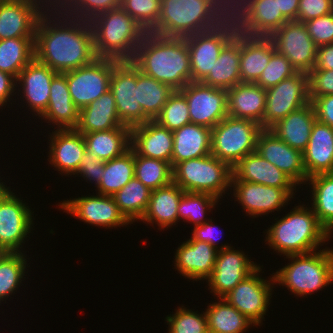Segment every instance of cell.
I'll return each mask as SVG.
<instances>
[{
  "label": "cell",
  "mask_w": 333,
  "mask_h": 333,
  "mask_svg": "<svg viewBox=\"0 0 333 333\" xmlns=\"http://www.w3.org/2000/svg\"><path fill=\"white\" fill-rule=\"evenodd\" d=\"M276 51L269 36H262L248 50L240 53L241 83H256Z\"/></svg>",
  "instance_id": "41"
},
{
  "label": "cell",
  "mask_w": 333,
  "mask_h": 333,
  "mask_svg": "<svg viewBox=\"0 0 333 333\" xmlns=\"http://www.w3.org/2000/svg\"><path fill=\"white\" fill-rule=\"evenodd\" d=\"M262 129L254 121L226 116L211 129V154L233 167L256 151Z\"/></svg>",
  "instance_id": "7"
},
{
  "label": "cell",
  "mask_w": 333,
  "mask_h": 333,
  "mask_svg": "<svg viewBox=\"0 0 333 333\" xmlns=\"http://www.w3.org/2000/svg\"><path fill=\"white\" fill-rule=\"evenodd\" d=\"M331 12H333V0H300L297 21L304 23Z\"/></svg>",
  "instance_id": "56"
},
{
  "label": "cell",
  "mask_w": 333,
  "mask_h": 333,
  "mask_svg": "<svg viewBox=\"0 0 333 333\" xmlns=\"http://www.w3.org/2000/svg\"><path fill=\"white\" fill-rule=\"evenodd\" d=\"M105 162L98 157H94L89 152H85L79 164V169L75 175H79L86 179L87 182L95 181V187H98L104 174Z\"/></svg>",
  "instance_id": "57"
},
{
  "label": "cell",
  "mask_w": 333,
  "mask_h": 333,
  "mask_svg": "<svg viewBox=\"0 0 333 333\" xmlns=\"http://www.w3.org/2000/svg\"><path fill=\"white\" fill-rule=\"evenodd\" d=\"M254 28L262 36H270L289 20L278 10L277 0L253 2Z\"/></svg>",
  "instance_id": "48"
},
{
  "label": "cell",
  "mask_w": 333,
  "mask_h": 333,
  "mask_svg": "<svg viewBox=\"0 0 333 333\" xmlns=\"http://www.w3.org/2000/svg\"><path fill=\"white\" fill-rule=\"evenodd\" d=\"M260 271H262L261 266H258L223 297L255 326H260L262 320L265 319L264 316L270 305L269 302H271L274 287L272 285L275 284L273 274L271 280H265L259 276Z\"/></svg>",
  "instance_id": "14"
},
{
  "label": "cell",
  "mask_w": 333,
  "mask_h": 333,
  "mask_svg": "<svg viewBox=\"0 0 333 333\" xmlns=\"http://www.w3.org/2000/svg\"><path fill=\"white\" fill-rule=\"evenodd\" d=\"M296 73L297 71L292 67L291 62L284 55L275 51L256 84L263 89H268Z\"/></svg>",
  "instance_id": "52"
},
{
  "label": "cell",
  "mask_w": 333,
  "mask_h": 333,
  "mask_svg": "<svg viewBox=\"0 0 333 333\" xmlns=\"http://www.w3.org/2000/svg\"><path fill=\"white\" fill-rule=\"evenodd\" d=\"M256 151L290 177L298 186L306 183L303 152L290 147L270 129H262L259 133Z\"/></svg>",
  "instance_id": "19"
},
{
  "label": "cell",
  "mask_w": 333,
  "mask_h": 333,
  "mask_svg": "<svg viewBox=\"0 0 333 333\" xmlns=\"http://www.w3.org/2000/svg\"><path fill=\"white\" fill-rule=\"evenodd\" d=\"M71 0H44L45 11L62 10Z\"/></svg>",
  "instance_id": "64"
},
{
  "label": "cell",
  "mask_w": 333,
  "mask_h": 333,
  "mask_svg": "<svg viewBox=\"0 0 333 333\" xmlns=\"http://www.w3.org/2000/svg\"><path fill=\"white\" fill-rule=\"evenodd\" d=\"M44 12L33 3L0 1V40L35 37L38 20Z\"/></svg>",
  "instance_id": "23"
},
{
  "label": "cell",
  "mask_w": 333,
  "mask_h": 333,
  "mask_svg": "<svg viewBox=\"0 0 333 333\" xmlns=\"http://www.w3.org/2000/svg\"><path fill=\"white\" fill-rule=\"evenodd\" d=\"M15 87L17 88L16 78L9 73L0 71V108L11 101V96L16 94Z\"/></svg>",
  "instance_id": "61"
},
{
  "label": "cell",
  "mask_w": 333,
  "mask_h": 333,
  "mask_svg": "<svg viewBox=\"0 0 333 333\" xmlns=\"http://www.w3.org/2000/svg\"><path fill=\"white\" fill-rule=\"evenodd\" d=\"M135 178L151 191L173 182V167L170 162L139 156L134 151Z\"/></svg>",
  "instance_id": "43"
},
{
  "label": "cell",
  "mask_w": 333,
  "mask_h": 333,
  "mask_svg": "<svg viewBox=\"0 0 333 333\" xmlns=\"http://www.w3.org/2000/svg\"><path fill=\"white\" fill-rule=\"evenodd\" d=\"M304 206H295L266 230V244L280 255L313 252L330 239L331 235L319 223L312 208Z\"/></svg>",
  "instance_id": "3"
},
{
  "label": "cell",
  "mask_w": 333,
  "mask_h": 333,
  "mask_svg": "<svg viewBox=\"0 0 333 333\" xmlns=\"http://www.w3.org/2000/svg\"><path fill=\"white\" fill-rule=\"evenodd\" d=\"M58 73L35 58L28 63L16 79L17 87H21L28 109L40 116L47 108L50 94V84ZM19 84V85H18ZM37 114H36V113Z\"/></svg>",
  "instance_id": "20"
},
{
  "label": "cell",
  "mask_w": 333,
  "mask_h": 333,
  "mask_svg": "<svg viewBox=\"0 0 333 333\" xmlns=\"http://www.w3.org/2000/svg\"><path fill=\"white\" fill-rule=\"evenodd\" d=\"M255 0H209L206 18H229L239 28H254Z\"/></svg>",
  "instance_id": "44"
},
{
  "label": "cell",
  "mask_w": 333,
  "mask_h": 333,
  "mask_svg": "<svg viewBox=\"0 0 333 333\" xmlns=\"http://www.w3.org/2000/svg\"><path fill=\"white\" fill-rule=\"evenodd\" d=\"M308 182V183H307ZM312 192V210L319 223L333 233V173L318 174L307 179Z\"/></svg>",
  "instance_id": "37"
},
{
  "label": "cell",
  "mask_w": 333,
  "mask_h": 333,
  "mask_svg": "<svg viewBox=\"0 0 333 333\" xmlns=\"http://www.w3.org/2000/svg\"><path fill=\"white\" fill-rule=\"evenodd\" d=\"M131 148L139 155L172 165L173 131L149 120L131 128Z\"/></svg>",
  "instance_id": "24"
},
{
  "label": "cell",
  "mask_w": 333,
  "mask_h": 333,
  "mask_svg": "<svg viewBox=\"0 0 333 333\" xmlns=\"http://www.w3.org/2000/svg\"><path fill=\"white\" fill-rule=\"evenodd\" d=\"M24 253L0 252V303L14 294L22 283L27 265ZM17 289V290H16Z\"/></svg>",
  "instance_id": "45"
},
{
  "label": "cell",
  "mask_w": 333,
  "mask_h": 333,
  "mask_svg": "<svg viewBox=\"0 0 333 333\" xmlns=\"http://www.w3.org/2000/svg\"><path fill=\"white\" fill-rule=\"evenodd\" d=\"M240 52L223 48L203 84L228 90L241 83Z\"/></svg>",
  "instance_id": "42"
},
{
  "label": "cell",
  "mask_w": 333,
  "mask_h": 333,
  "mask_svg": "<svg viewBox=\"0 0 333 333\" xmlns=\"http://www.w3.org/2000/svg\"><path fill=\"white\" fill-rule=\"evenodd\" d=\"M233 176L238 181L253 182L275 188H295L298 186L290 177L265 160L257 151L247 154L232 167Z\"/></svg>",
  "instance_id": "26"
},
{
  "label": "cell",
  "mask_w": 333,
  "mask_h": 333,
  "mask_svg": "<svg viewBox=\"0 0 333 333\" xmlns=\"http://www.w3.org/2000/svg\"><path fill=\"white\" fill-rule=\"evenodd\" d=\"M261 37L255 28L242 29L230 21L220 42L223 48L241 53L248 50Z\"/></svg>",
  "instance_id": "53"
},
{
  "label": "cell",
  "mask_w": 333,
  "mask_h": 333,
  "mask_svg": "<svg viewBox=\"0 0 333 333\" xmlns=\"http://www.w3.org/2000/svg\"><path fill=\"white\" fill-rule=\"evenodd\" d=\"M184 191L174 182L152 190L146 213L141 218L150 224H158L159 229L171 227L178 222V206Z\"/></svg>",
  "instance_id": "31"
},
{
  "label": "cell",
  "mask_w": 333,
  "mask_h": 333,
  "mask_svg": "<svg viewBox=\"0 0 333 333\" xmlns=\"http://www.w3.org/2000/svg\"><path fill=\"white\" fill-rule=\"evenodd\" d=\"M307 179L318 174L333 173V128L315 121L309 143L303 151Z\"/></svg>",
  "instance_id": "25"
},
{
  "label": "cell",
  "mask_w": 333,
  "mask_h": 333,
  "mask_svg": "<svg viewBox=\"0 0 333 333\" xmlns=\"http://www.w3.org/2000/svg\"><path fill=\"white\" fill-rule=\"evenodd\" d=\"M131 62L146 76L181 90L191 82L190 59L185 38L163 37L147 32Z\"/></svg>",
  "instance_id": "2"
},
{
  "label": "cell",
  "mask_w": 333,
  "mask_h": 333,
  "mask_svg": "<svg viewBox=\"0 0 333 333\" xmlns=\"http://www.w3.org/2000/svg\"><path fill=\"white\" fill-rule=\"evenodd\" d=\"M179 91L188 103L191 123L212 129L228 116L225 89L191 81Z\"/></svg>",
  "instance_id": "15"
},
{
  "label": "cell",
  "mask_w": 333,
  "mask_h": 333,
  "mask_svg": "<svg viewBox=\"0 0 333 333\" xmlns=\"http://www.w3.org/2000/svg\"><path fill=\"white\" fill-rule=\"evenodd\" d=\"M187 42L191 81L201 82L211 71L223 47L221 42L210 36L196 33L185 37Z\"/></svg>",
  "instance_id": "34"
},
{
  "label": "cell",
  "mask_w": 333,
  "mask_h": 333,
  "mask_svg": "<svg viewBox=\"0 0 333 333\" xmlns=\"http://www.w3.org/2000/svg\"><path fill=\"white\" fill-rule=\"evenodd\" d=\"M312 104L316 119L333 128V94L317 97Z\"/></svg>",
  "instance_id": "59"
},
{
  "label": "cell",
  "mask_w": 333,
  "mask_h": 333,
  "mask_svg": "<svg viewBox=\"0 0 333 333\" xmlns=\"http://www.w3.org/2000/svg\"><path fill=\"white\" fill-rule=\"evenodd\" d=\"M58 206L67 214L93 226L110 229L131 224L120 212L112 196L102 194L82 196L64 200Z\"/></svg>",
  "instance_id": "17"
},
{
  "label": "cell",
  "mask_w": 333,
  "mask_h": 333,
  "mask_svg": "<svg viewBox=\"0 0 333 333\" xmlns=\"http://www.w3.org/2000/svg\"><path fill=\"white\" fill-rule=\"evenodd\" d=\"M208 8L209 0H161L160 16L150 33L176 38L199 33Z\"/></svg>",
  "instance_id": "8"
},
{
  "label": "cell",
  "mask_w": 333,
  "mask_h": 333,
  "mask_svg": "<svg viewBox=\"0 0 333 333\" xmlns=\"http://www.w3.org/2000/svg\"><path fill=\"white\" fill-rule=\"evenodd\" d=\"M86 151L106 162L131 148V128L120 126L105 131L83 134Z\"/></svg>",
  "instance_id": "33"
},
{
  "label": "cell",
  "mask_w": 333,
  "mask_h": 333,
  "mask_svg": "<svg viewBox=\"0 0 333 333\" xmlns=\"http://www.w3.org/2000/svg\"><path fill=\"white\" fill-rule=\"evenodd\" d=\"M154 121L170 131L191 123L185 96L179 90H175Z\"/></svg>",
  "instance_id": "47"
},
{
  "label": "cell",
  "mask_w": 333,
  "mask_h": 333,
  "mask_svg": "<svg viewBox=\"0 0 333 333\" xmlns=\"http://www.w3.org/2000/svg\"><path fill=\"white\" fill-rule=\"evenodd\" d=\"M212 224H213L212 219H210L209 221L203 223L200 226H195L194 230L192 232V237L189 239L209 243L211 246H213L218 251L226 249V248H230L231 246H229L227 244H224V245L222 244V246H217L216 243H218L217 242L218 240L215 239V238H218L216 236L217 234L215 233L216 226L212 225Z\"/></svg>",
  "instance_id": "58"
},
{
  "label": "cell",
  "mask_w": 333,
  "mask_h": 333,
  "mask_svg": "<svg viewBox=\"0 0 333 333\" xmlns=\"http://www.w3.org/2000/svg\"><path fill=\"white\" fill-rule=\"evenodd\" d=\"M0 180V197L10 188L3 184Z\"/></svg>",
  "instance_id": "66"
},
{
  "label": "cell",
  "mask_w": 333,
  "mask_h": 333,
  "mask_svg": "<svg viewBox=\"0 0 333 333\" xmlns=\"http://www.w3.org/2000/svg\"><path fill=\"white\" fill-rule=\"evenodd\" d=\"M314 69L333 70V43L318 46Z\"/></svg>",
  "instance_id": "62"
},
{
  "label": "cell",
  "mask_w": 333,
  "mask_h": 333,
  "mask_svg": "<svg viewBox=\"0 0 333 333\" xmlns=\"http://www.w3.org/2000/svg\"><path fill=\"white\" fill-rule=\"evenodd\" d=\"M211 154V129L194 123L173 131L172 167Z\"/></svg>",
  "instance_id": "30"
},
{
  "label": "cell",
  "mask_w": 333,
  "mask_h": 333,
  "mask_svg": "<svg viewBox=\"0 0 333 333\" xmlns=\"http://www.w3.org/2000/svg\"><path fill=\"white\" fill-rule=\"evenodd\" d=\"M35 37H18L0 40V71L16 79L22 69L35 58Z\"/></svg>",
  "instance_id": "38"
},
{
  "label": "cell",
  "mask_w": 333,
  "mask_h": 333,
  "mask_svg": "<svg viewBox=\"0 0 333 333\" xmlns=\"http://www.w3.org/2000/svg\"><path fill=\"white\" fill-rule=\"evenodd\" d=\"M0 1H10V2H28V3H33L37 4L43 11L45 10V4L44 0H0ZM42 4V5H41Z\"/></svg>",
  "instance_id": "65"
},
{
  "label": "cell",
  "mask_w": 333,
  "mask_h": 333,
  "mask_svg": "<svg viewBox=\"0 0 333 333\" xmlns=\"http://www.w3.org/2000/svg\"><path fill=\"white\" fill-rule=\"evenodd\" d=\"M135 177L134 150L105 162L104 174L97 187L98 194L113 196Z\"/></svg>",
  "instance_id": "39"
},
{
  "label": "cell",
  "mask_w": 333,
  "mask_h": 333,
  "mask_svg": "<svg viewBox=\"0 0 333 333\" xmlns=\"http://www.w3.org/2000/svg\"><path fill=\"white\" fill-rule=\"evenodd\" d=\"M219 199L207 193L184 192L181 196L178 212V222H191L195 226H200L210 219L204 218L208 210L211 211ZM205 214V215H204Z\"/></svg>",
  "instance_id": "46"
},
{
  "label": "cell",
  "mask_w": 333,
  "mask_h": 333,
  "mask_svg": "<svg viewBox=\"0 0 333 333\" xmlns=\"http://www.w3.org/2000/svg\"><path fill=\"white\" fill-rule=\"evenodd\" d=\"M113 69L114 59L97 58L87 66L63 73L73 103L82 109L105 94Z\"/></svg>",
  "instance_id": "10"
},
{
  "label": "cell",
  "mask_w": 333,
  "mask_h": 333,
  "mask_svg": "<svg viewBox=\"0 0 333 333\" xmlns=\"http://www.w3.org/2000/svg\"><path fill=\"white\" fill-rule=\"evenodd\" d=\"M161 0H122L121 8L136 20L146 32L157 24Z\"/></svg>",
  "instance_id": "50"
},
{
  "label": "cell",
  "mask_w": 333,
  "mask_h": 333,
  "mask_svg": "<svg viewBox=\"0 0 333 333\" xmlns=\"http://www.w3.org/2000/svg\"><path fill=\"white\" fill-rule=\"evenodd\" d=\"M34 50L35 59L57 73L87 66L98 58L90 22L69 17L61 10L45 11L40 16Z\"/></svg>",
  "instance_id": "1"
},
{
  "label": "cell",
  "mask_w": 333,
  "mask_h": 333,
  "mask_svg": "<svg viewBox=\"0 0 333 333\" xmlns=\"http://www.w3.org/2000/svg\"><path fill=\"white\" fill-rule=\"evenodd\" d=\"M226 248L217 252L212 274L206 279L211 293L223 298L259 265L243 251Z\"/></svg>",
  "instance_id": "18"
},
{
  "label": "cell",
  "mask_w": 333,
  "mask_h": 333,
  "mask_svg": "<svg viewBox=\"0 0 333 333\" xmlns=\"http://www.w3.org/2000/svg\"><path fill=\"white\" fill-rule=\"evenodd\" d=\"M49 136V163L66 176L75 175L86 152L83 134L76 129H56Z\"/></svg>",
  "instance_id": "21"
},
{
  "label": "cell",
  "mask_w": 333,
  "mask_h": 333,
  "mask_svg": "<svg viewBox=\"0 0 333 333\" xmlns=\"http://www.w3.org/2000/svg\"><path fill=\"white\" fill-rule=\"evenodd\" d=\"M309 102L308 74L297 72L266 89V107L261 127L270 129L288 114Z\"/></svg>",
  "instance_id": "9"
},
{
  "label": "cell",
  "mask_w": 333,
  "mask_h": 333,
  "mask_svg": "<svg viewBox=\"0 0 333 333\" xmlns=\"http://www.w3.org/2000/svg\"><path fill=\"white\" fill-rule=\"evenodd\" d=\"M279 54L284 55L297 72L308 74L315 67L318 46L304 23L288 21L269 36Z\"/></svg>",
  "instance_id": "12"
},
{
  "label": "cell",
  "mask_w": 333,
  "mask_h": 333,
  "mask_svg": "<svg viewBox=\"0 0 333 333\" xmlns=\"http://www.w3.org/2000/svg\"><path fill=\"white\" fill-rule=\"evenodd\" d=\"M124 126L117 113L113 93L108 90L91 104L80 109L79 123L75 128L82 134L105 131Z\"/></svg>",
  "instance_id": "32"
},
{
  "label": "cell",
  "mask_w": 333,
  "mask_h": 333,
  "mask_svg": "<svg viewBox=\"0 0 333 333\" xmlns=\"http://www.w3.org/2000/svg\"><path fill=\"white\" fill-rule=\"evenodd\" d=\"M217 252L209 243L187 239L175 252V269L190 280H206L214 269Z\"/></svg>",
  "instance_id": "22"
},
{
  "label": "cell",
  "mask_w": 333,
  "mask_h": 333,
  "mask_svg": "<svg viewBox=\"0 0 333 333\" xmlns=\"http://www.w3.org/2000/svg\"><path fill=\"white\" fill-rule=\"evenodd\" d=\"M212 302L205 311L209 333H243L255 324L224 298Z\"/></svg>",
  "instance_id": "35"
},
{
  "label": "cell",
  "mask_w": 333,
  "mask_h": 333,
  "mask_svg": "<svg viewBox=\"0 0 333 333\" xmlns=\"http://www.w3.org/2000/svg\"><path fill=\"white\" fill-rule=\"evenodd\" d=\"M300 0H277L278 10L289 21H297L298 6Z\"/></svg>",
  "instance_id": "63"
},
{
  "label": "cell",
  "mask_w": 333,
  "mask_h": 333,
  "mask_svg": "<svg viewBox=\"0 0 333 333\" xmlns=\"http://www.w3.org/2000/svg\"><path fill=\"white\" fill-rule=\"evenodd\" d=\"M230 21L229 18H205L199 33L204 36L214 37L220 41L222 35H225V29L230 24Z\"/></svg>",
  "instance_id": "60"
},
{
  "label": "cell",
  "mask_w": 333,
  "mask_h": 333,
  "mask_svg": "<svg viewBox=\"0 0 333 333\" xmlns=\"http://www.w3.org/2000/svg\"><path fill=\"white\" fill-rule=\"evenodd\" d=\"M23 202L10 188L0 197V252L20 253L33 229L34 212Z\"/></svg>",
  "instance_id": "11"
},
{
  "label": "cell",
  "mask_w": 333,
  "mask_h": 333,
  "mask_svg": "<svg viewBox=\"0 0 333 333\" xmlns=\"http://www.w3.org/2000/svg\"><path fill=\"white\" fill-rule=\"evenodd\" d=\"M309 98L333 94V70L312 69L308 73Z\"/></svg>",
  "instance_id": "55"
},
{
  "label": "cell",
  "mask_w": 333,
  "mask_h": 333,
  "mask_svg": "<svg viewBox=\"0 0 333 333\" xmlns=\"http://www.w3.org/2000/svg\"><path fill=\"white\" fill-rule=\"evenodd\" d=\"M109 90L113 93L118 117L124 126L132 128L150 120L138 102L136 66L131 61L114 59Z\"/></svg>",
  "instance_id": "13"
},
{
  "label": "cell",
  "mask_w": 333,
  "mask_h": 333,
  "mask_svg": "<svg viewBox=\"0 0 333 333\" xmlns=\"http://www.w3.org/2000/svg\"><path fill=\"white\" fill-rule=\"evenodd\" d=\"M136 88L138 102L143 113L150 120H154L159 115L164 104L175 91L171 86L141 73L137 67Z\"/></svg>",
  "instance_id": "36"
},
{
  "label": "cell",
  "mask_w": 333,
  "mask_h": 333,
  "mask_svg": "<svg viewBox=\"0 0 333 333\" xmlns=\"http://www.w3.org/2000/svg\"><path fill=\"white\" fill-rule=\"evenodd\" d=\"M234 201L241 203L246 214L254 217L280 211L294 198V188H275L253 182L238 181L231 178Z\"/></svg>",
  "instance_id": "16"
},
{
  "label": "cell",
  "mask_w": 333,
  "mask_h": 333,
  "mask_svg": "<svg viewBox=\"0 0 333 333\" xmlns=\"http://www.w3.org/2000/svg\"><path fill=\"white\" fill-rule=\"evenodd\" d=\"M89 22L98 58L131 61L147 33L121 7L101 13Z\"/></svg>",
  "instance_id": "4"
},
{
  "label": "cell",
  "mask_w": 333,
  "mask_h": 333,
  "mask_svg": "<svg viewBox=\"0 0 333 333\" xmlns=\"http://www.w3.org/2000/svg\"><path fill=\"white\" fill-rule=\"evenodd\" d=\"M316 120L314 106L309 102L278 121L270 130L290 147L303 152Z\"/></svg>",
  "instance_id": "29"
},
{
  "label": "cell",
  "mask_w": 333,
  "mask_h": 333,
  "mask_svg": "<svg viewBox=\"0 0 333 333\" xmlns=\"http://www.w3.org/2000/svg\"><path fill=\"white\" fill-rule=\"evenodd\" d=\"M178 307L174 314L167 315L165 321L169 325V333H209L205 312L198 314L197 311Z\"/></svg>",
  "instance_id": "49"
},
{
  "label": "cell",
  "mask_w": 333,
  "mask_h": 333,
  "mask_svg": "<svg viewBox=\"0 0 333 333\" xmlns=\"http://www.w3.org/2000/svg\"><path fill=\"white\" fill-rule=\"evenodd\" d=\"M122 0H71L61 11L67 16L91 21L97 15L121 7Z\"/></svg>",
  "instance_id": "51"
},
{
  "label": "cell",
  "mask_w": 333,
  "mask_h": 333,
  "mask_svg": "<svg viewBox=\"0 0 333 333\" xmlns=\"http://www.w3.org/2000/svg\"><path fill=\"white\" fill-rule=\"evenodd\" d=\"M151 190L133 177L121 190L112 197L120 212L132 224L146 213Z\"/></svg>",
  "instance_id": "40"
},
{
  "label": "cell",
  "mask_w": 333,
  "mask_h": 333,
  "mask_svg": "<svg viewBox=\"0 0 333 333\" xmlns=\"http://www.w3.org/2000/svg\"><path fill=\"white\" fill-rule=\"evenodd\" d=\"M80 109L73 103L68 90L66 76L58 73L50 84L49 102L39 116L57 129H75L79 123Z\"/></svg>",
  "instance_id": "27"
},
{
  "label": "cell",
  "mask_w": 333,
  "mask_h": 333,
  "mask_svg": "<svg viewBox=\"0 0 333 333\" xmlns=\"http://www.w3.org/2000/svg\"><path fill=\"white\" fill-rule=\"evenodd\" d=\"M226 91L228 116L251 120L261 126L266 107V89L256 83H239Z\"/></svg>",
  "instance_id": "28"
},
{
  "label": "cell",
  "mask_w": 333,
  "mask_h": 333,
  "mask_svg": "<svg viewBox=\"0 0 333 333\" xmlns=\"http://www.w3.org/2000/svg\"><path fill=\"white\" fill-rule=\"evenodd\" d=\"M232 175V167L212 154L182 161L173 168V182L184 192L207 193L218 199L232 190Z\"/></svg>",
  "instance_id": "6"
},
{
  "label": "cell",
  "mask_w": 333,
  "mask_h": 333,
  "mask_svg": "<svg viewBox=\"0 0 333 333\" xmlns=\"http://www.w3.org/2000/svg\"><path fill=\"white\" fill-rule=\"evenodd\" d=\"M287 255L288 263L273 273L275 284L285 286L294 295L307 296L333 283V249Z\"/></svg>",
  "instance_id": "5"
},
{
  "label": "cell",
  "mask_w": 333,
  "mask_h": 333,
  "mask_svg": "<svg viewBox=\"0 0 333 333\" xmlns=\"http://www.w3.org/2000/svg\"><path fill=\"white\" fill-rule=\"evenodd\" d=\"M317 46L333 43V12L304 22Z\"/></svg>",
  "instance_id": "54"
}]
</instances>
